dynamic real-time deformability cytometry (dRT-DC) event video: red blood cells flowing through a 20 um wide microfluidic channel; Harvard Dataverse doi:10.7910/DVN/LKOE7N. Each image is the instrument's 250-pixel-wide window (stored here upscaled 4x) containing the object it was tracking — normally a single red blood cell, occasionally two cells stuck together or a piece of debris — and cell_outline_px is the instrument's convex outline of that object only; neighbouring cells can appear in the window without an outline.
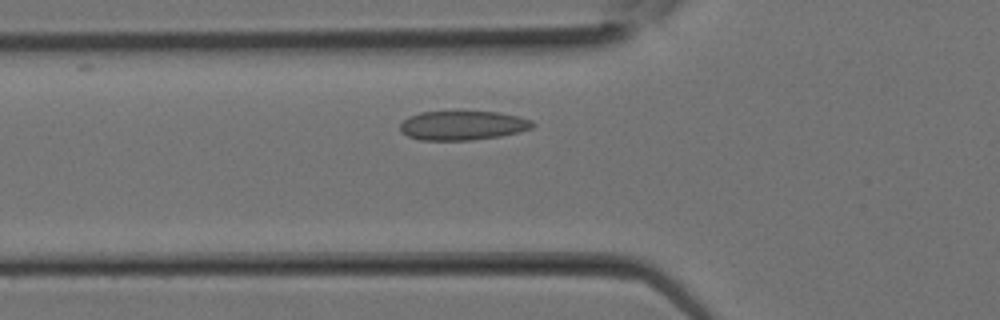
{"species": "Egyptian fruit bat (a non-hibernating species)", "species_latin": "Rousettus aegyptiacus", "temperature_condition": "room temperature", "stored_images_in_passage": 12, "camera_frame_rate_fps": 3000, "um_per_image_px": 0.085, "animal": {"sex": "female"}, "frame": {"image": 1, "passage_image": 3, "time_ms": 0.667, "image_size_px": [1000, 320], "cell_outline_px": [[536, 124], [532, 128], [500, 136], [472, 140], [420, 140], [408, 136], [400, 132], [400, 124], [408, 116], [420, 112], [496, 112], [520, 116], [532, 120]], "centroid_in_image_um": [39.32, 10.66], "position_along_channel_um": 86.5, "area_um2": 22.54}}
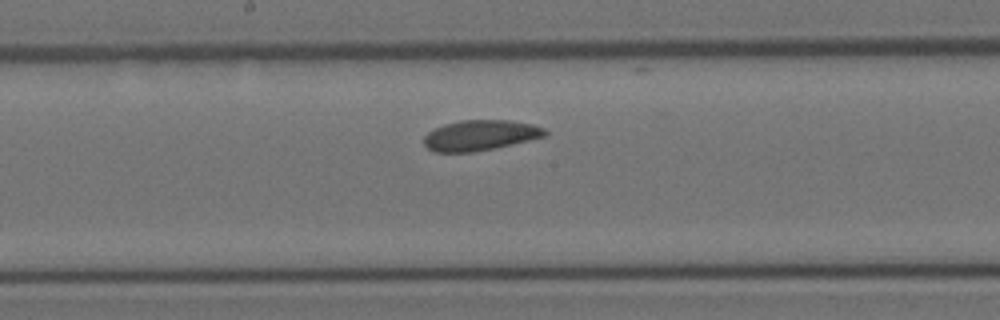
{"frame": {"image": 2, "passage_image": 8, "time_ms": 2.333, "image_size_px": [1000, 320], "cell_outline_px": [[548, 132], [544, 136], [512, 144], [472, 152], [432, 152], [424, 144], [424, 136], [428, 132], [444, 124], [460, 120], [508, 120], [532, 124], [544, 128]], "centroid_in_image_um": [40.79, 11.49], "position_along_channel_um": 207.4, "area_um2": 21.27}}
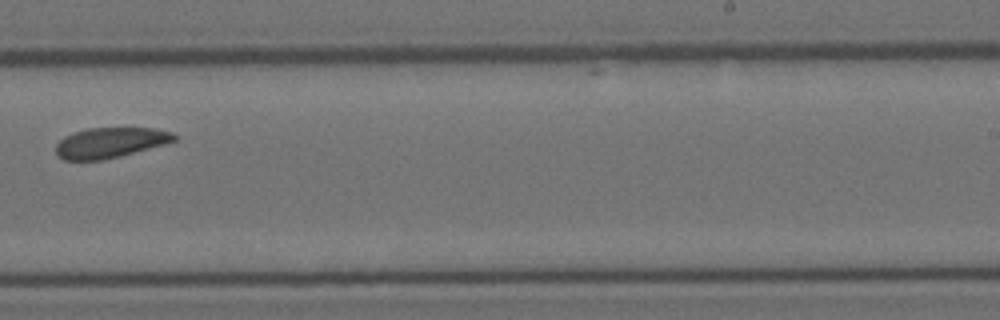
{"frame": {"image": 3, "passage_image": 11, "time_ms": 3.333, "image_size_px": [1000, 320], "cell_outline_px": [[176, 140], [164, 144], [120, 156], [104, 160], [64, 160], [56, 156], [56, 144], [64, 136], [88, 128], [152, 128], [172, 132], [176, 136]], "centroid_in_image_um": [9.33, 12.13], "position_along_channel_um": 279.7, "area_um2": 20.81}}